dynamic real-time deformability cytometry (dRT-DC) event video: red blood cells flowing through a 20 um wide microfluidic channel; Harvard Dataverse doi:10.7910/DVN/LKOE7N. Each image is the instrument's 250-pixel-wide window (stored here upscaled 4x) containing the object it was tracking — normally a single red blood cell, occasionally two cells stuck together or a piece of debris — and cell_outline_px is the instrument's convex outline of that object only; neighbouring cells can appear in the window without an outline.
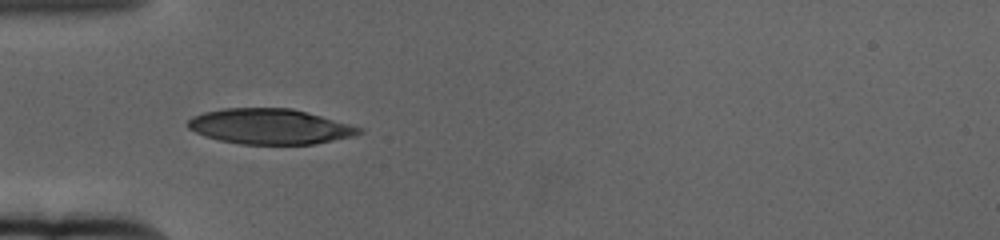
{"species": "human", "species_latin": "Homo sapiens", "temperature_condition": "cold", "stored_images_in_passage": 42, "camera_frame_rate_fps": 3000, "um_per_image_px": 0.085, "donor": {"sex": "female"}, "frame": {"image": 1, "passage_image": 1, "time_ms": 0.0, "image_size_px": [1000, 240], "cell_outline_px": [[364, 132], [356, 136], [312, 144], [240, 144], [220, 140], [204, 136], [188, 128], [188, 120], [192, 116], [204, 112], [224, 108], [292, 108], [364, 128]], "centroid_in_image_um": [22.96, 10.75], "position_along_channel_um": 62.0, "area_um2": 35.26}}
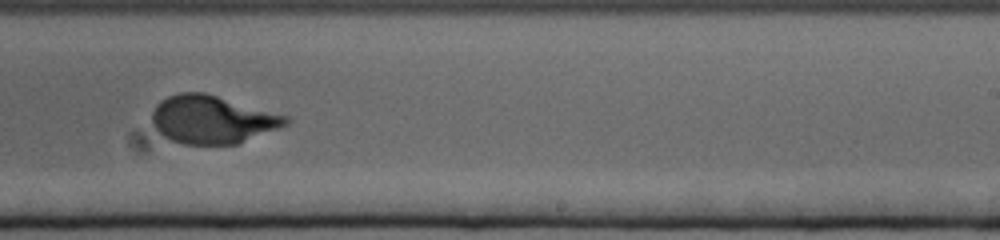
{"frame": {"image": 2, "passage_image": 20, "time_ms": 6.333, "image_size_px": [1000, 240], "cell_outline_px": [[292, 120], [288, 124], [236, 144], [184, 144], [172, 140], [164, 136], [152, 124], [152, 112], [156, 104], [160, 100], [168, 96], [180, 92], [204, 92], [288, 116]], "centroid_in_image_um": [18.03, 10.15], "position_along_channel_um": 271.0, "area_um2": 37.17}}
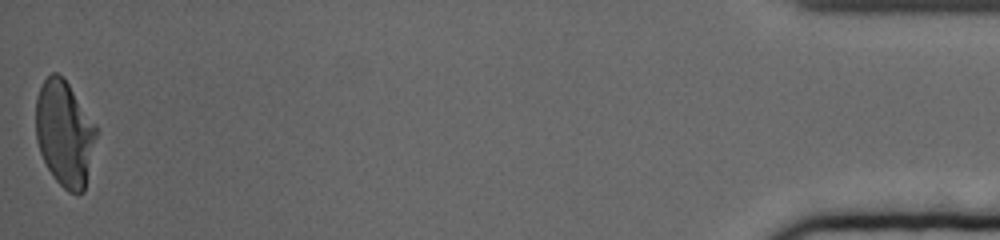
{"frame": {"image": 3, "passage_image": 42, "time_ms": 13.667, "image_size_px": [1000, 240], "cell_outline_px": [[96, 136], [84, 192], [68, 192], [52, 176], [40, 152], [36, 140], [36, 96], [44, 80], [52, 72], [56, 72], [68, 84], [96, 124]], "centroid_in_image_um": [5.47, 11.34], "position_along_channel_um": 429.7, "area_um2": 36.76}, "authors_computed_cell_mechanics": {"area_um2": 37.2232, "velocity_mm_per_s": 3.3488, "shape_relaxation_time_tau1_ms": 3.6531, "shape_relaxation_time_tau2_ms": null, "deformation_change_tau1": 0.1893, "deformation_change_tau2": null}}